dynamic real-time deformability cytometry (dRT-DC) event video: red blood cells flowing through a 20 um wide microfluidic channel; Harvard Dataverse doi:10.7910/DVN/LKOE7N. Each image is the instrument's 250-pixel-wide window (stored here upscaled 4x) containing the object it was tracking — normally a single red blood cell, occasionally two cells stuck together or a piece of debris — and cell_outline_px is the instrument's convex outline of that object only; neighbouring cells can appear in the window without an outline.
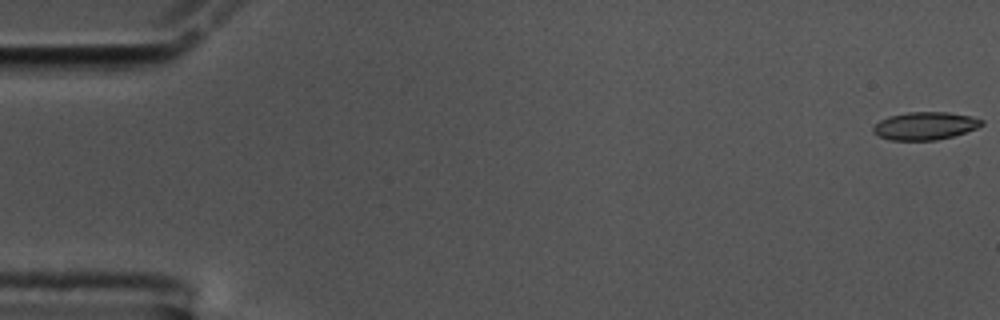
{"species": "common noctule bat (a hibernating species)", "species_latin": "Nyctalus noctula", "temperature_condition": "cold", "stored_images_in_passage": 57, "camera_frame_rate_fps": 3000, "um_per_image_px": 0.085, "animal": {"sex": "male", "body_mass_g": 17.5, "forearm_length_mm": 52.3}, "frame": {"image": 1, "passage_image": 1, "time_ms": 0.0, "image_size_px": [1000, 320], "cell_outline_px": [[984, 124], [976, 128], [952, 136], [936, 140], [892, 140], [880, 136], [872, 132], [872, 128], [880, 120], [888, 116], [908, 112], [948, 112], [972, 116], [984, 120]], "centroid_in_image_um": [78.63, 10.69], "position_along_channel_um": 6.4, "area_um2": 17.51}}
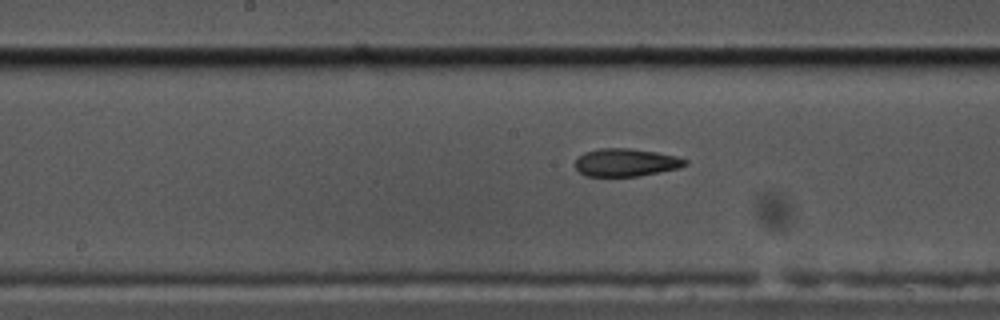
{"frame": {"image": 2, "passage_image": 29, "time_ms": 9.333, "image_size_px": [1000, 320], "cell_outline_px": [[688, 164], [680, 168], [636, 176], [584, 176], [576, 168], [576, 160], [584, 152], [600, 148], [632, 148], [656, 152], [676, 156], [688, 160]], "centroid_in_image_um": [53.22, 13.8], "position_along_channel_um": 195.0, "area_um2": 17.8}}
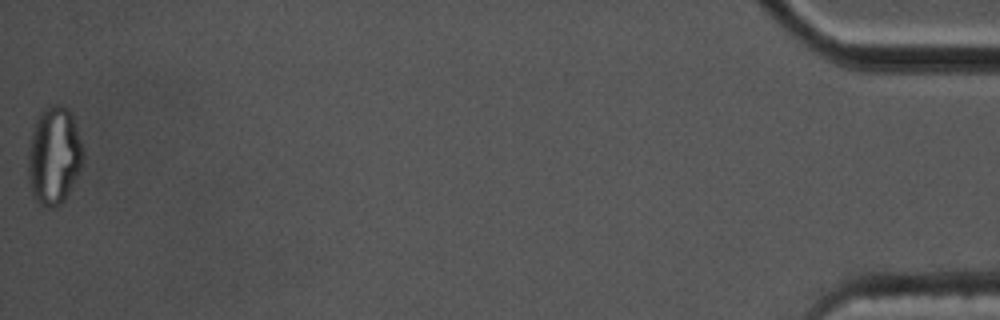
{"frame": {"image": 3, "passage_image": 57, "time_ms": 18.667, "image_size_px": [1000, 320], "cell_outline_px": [[84, 160], [80, 172], [64, 200], [60, 204], [52, 208], [48, 208], [40, 204], [32, 196], [28, 180], [28, 152], [32, 128], [40, 112], [44, 108], [52, 104], [60, 104], [68, 108], [72, 112], [84, 152]], "centroid_in_image_um": [4.59, 13.22], "position_along_channel_um": 430.6, "area_um2": 31.91}, "authors_computed_cell_mechanics": {"area_um2": 18.2648, "velocity_mm_per_s": 3.567, "shape_relaxation_time_tau1_ms": null, "shape_relaxation_time_tau2_ms": 3.1676, "deformation_change_tau1": null, "deformation_change_tau2": 0.0794}}